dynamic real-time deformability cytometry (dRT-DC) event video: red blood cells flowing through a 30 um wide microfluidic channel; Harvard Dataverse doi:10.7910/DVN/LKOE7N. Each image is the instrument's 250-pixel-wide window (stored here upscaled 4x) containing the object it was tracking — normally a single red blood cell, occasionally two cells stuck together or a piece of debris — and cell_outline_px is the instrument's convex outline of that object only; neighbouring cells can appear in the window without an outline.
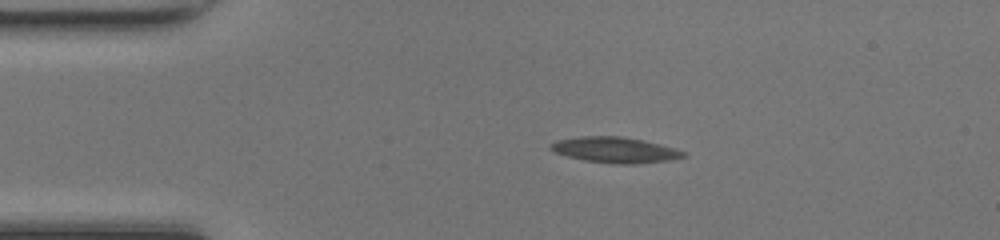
{"species": "common noctule bat (a hibernating species)", "species_latin": "Nyctalus noctula", "temperature_condition": "room temperature", "stored_images_in_passage": 48, "camera_frame_rate_fps": 3000, "um_per_image_px": 0.085, "animal": {"sex": "female", "body_mass_g": 17.0, "forearm_length_mm": 48.0}, "frame": {"image": 1, "passage_image": 9, "time_ms": 2.667, "image_size_px": [1000, 240], "cell_outline_px": [[688, 156], [672, 160], [636, 164], [612, 164], [584, 160], [568, 156], [556, 152], [548, 148], [556, 140], [580, 136], [620, 136], [644, 140], [676, 148], [684, 152]], "centroid_in_image_um": [52.32, 12.75], "position_along_channel_um": 32.7, "area_um2": 20.0}}
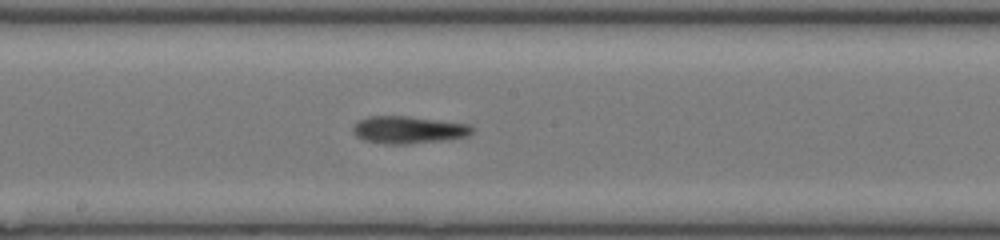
{"frame": {"image": 2, "passage_image": 25, "time_ms": 8.0, "image_size_px": [1000, 240], "cell_outline_px": [[472, 132], [468, 136], [448, 140], [408, 144], [384, 144], [364, 140], [356, 136], [352, 132], [352, 128], [356, 120], [368, 116], [408, 116], [468, 124], [472, 128]], "centroid_in_image_um": [34.66, 11.04], "position_along_channel_um": 213.5, "area_um2": 19.19}}
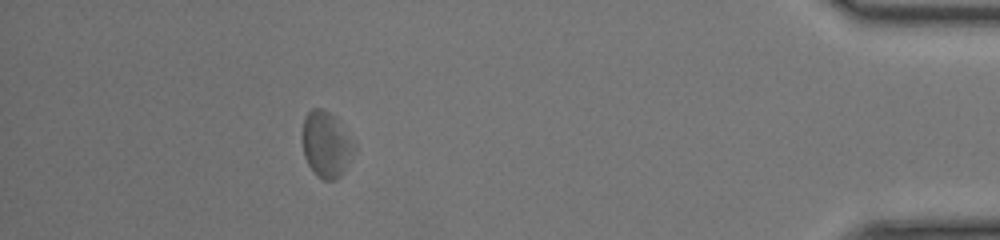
{"frame": {"image": 3, "passage_image": 43, "time_ms": 14.0, "image_size_px": [1000, 240], "cell_outline_px": [[356, 148], [344, 172], [336, 180], [324, 180], [316, 176], [308, 164], [304, 156], [304, 116], [312, 108], [320, 108], [328, 112], [332, 116], [356, 144]], "centroid_in_image_um": [27.74, 12.33], "position_along_channel_um": 407.5, "area_um2": 19.48}, "authors_computed_cell_mechanics": {"area_um2": 19.4786, "velocity_mm_per_s": 4.2046, "shape_relaxation_time_tau1_ms": 4.5267, "shape_relaxation_time_tau2_ms": 2.698, "deformation_change_tau1": 0.117, "deformation_change_tau2": 0.1191}}